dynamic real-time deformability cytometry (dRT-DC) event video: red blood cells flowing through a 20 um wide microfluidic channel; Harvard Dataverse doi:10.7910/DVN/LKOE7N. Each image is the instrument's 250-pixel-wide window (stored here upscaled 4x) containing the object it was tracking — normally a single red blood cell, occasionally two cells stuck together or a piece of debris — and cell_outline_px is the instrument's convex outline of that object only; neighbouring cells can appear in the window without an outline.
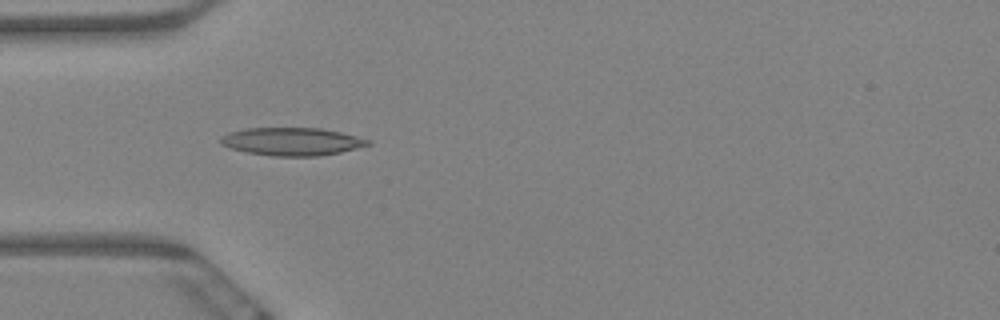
{"species": "Egyptian fruit bat (a non-hibernating species)", "species_latin": "Rousettus aegyptiacus", "temperature_condition": "warm", "stored_images_in_passage": 7, "camera_frame_rate_fps": 3000, "um_per_image_px": 0.085, "animal": {"sex": "female"}, "frame": {"image": 1, "passage_image": 6, "time_ms": 1.667, "image_size_px": [1000, 320], "cell_outline_px": [[372, 144], [340, 152], [320, 156], [272, 156], [248, 152], [232, 148], [220, 144], [220, 136], [228, 132], [244, 128], [320, 128], [340, 132], [372, 140]], "centroid_in_image_um": [24.81, 12.02], "position_along_channel_um": 60.2, "area_um2": 23.99}}
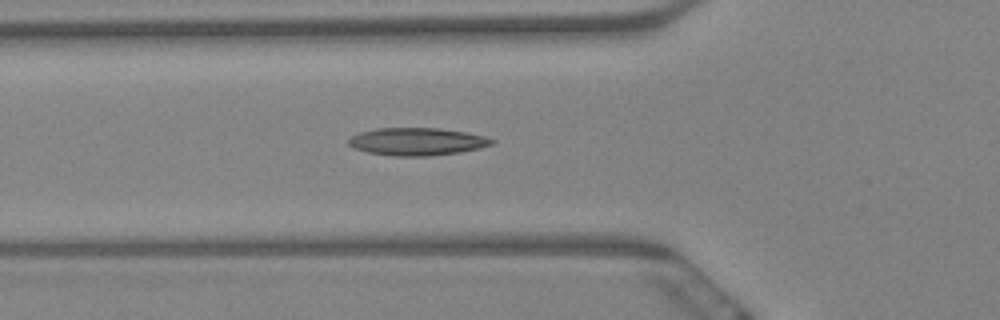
{"frame": {"image": 2, "passage_image": 7, "time_ms": 2.0, "image_size_px": [1000, 320], "cell_outline_px": [[496, 140], [492, 144], [480, 148], [460, 152], [428, 156], [392, 156], [368, 152], [356, 148], [348, 144], [348, 140], [352, 136], [360, 132], [376, 128], [440, 128], [468, 132], [484, 136]], "centroid_in_image_um": [35.47, 12.03], "position_along_channel_um": 90.3, "area_um2": 23.06}}